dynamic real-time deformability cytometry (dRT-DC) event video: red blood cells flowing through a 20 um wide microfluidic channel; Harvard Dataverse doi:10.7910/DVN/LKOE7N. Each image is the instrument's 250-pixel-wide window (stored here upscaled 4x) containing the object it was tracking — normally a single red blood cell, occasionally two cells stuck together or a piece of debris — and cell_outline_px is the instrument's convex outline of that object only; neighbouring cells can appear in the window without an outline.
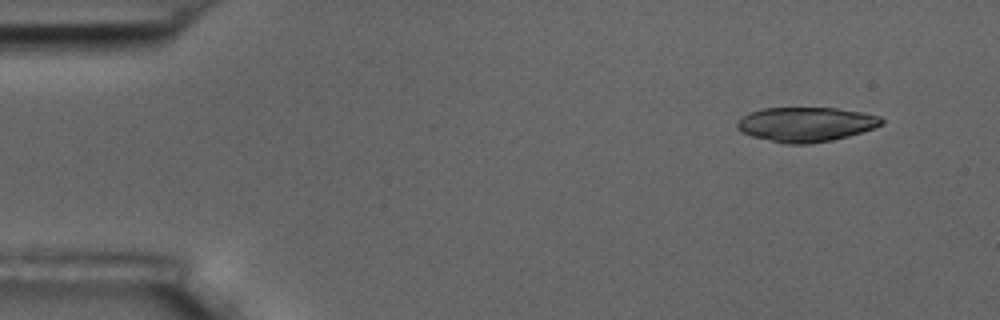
{"species": "common noctule bat (a hibernating species)", "species_latin": "Nyctalus noctula", "temperature_condition": "room temperature", "stored_images_in_passage": 5, "camera_frame_rate_fps": 3000, "um_per_image_px": 0.085, "animal": {"sex": "male", "body_mass_g": 17.5, "forearm_length_mm": 52.3}, "frame": {"image": 1, "passage_image": 2, "time_ms": 1.0, "image_size_px": [1000, 320], "cell_outline_px": [[884, 124], [876, 128], [848, 136], [832, 140], [808, 144], [788, 144], [752, 136], [740, 132], [736, 128], [736, 124], [744, 116], [752, 112], [764, 108], [836, 108], [860, 112], [880, 116], [884, 120]], "centroid_in_image_um": [68.54, 10.57], "position_along_channel_um": 16.5, "area_um2": 28.96}}
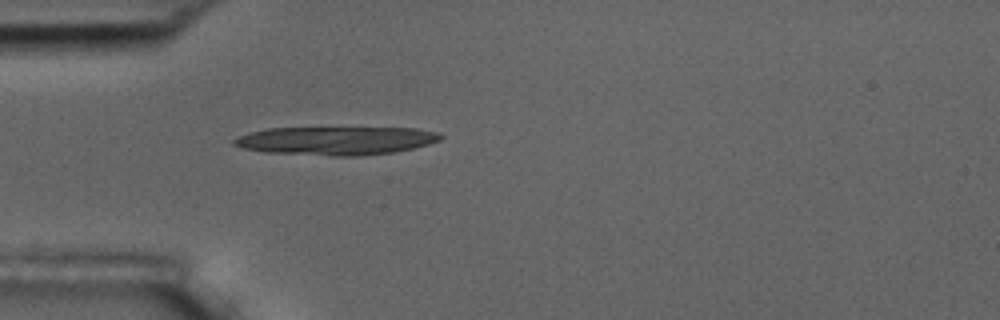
{"frame": {"image": 2, "passage_image": 5, "time_ms": 4.667, "image_size_px": [1000, 320], "cell_outline_px": [[444, 136], [440, 140], [428, 144], [412, 148], [392, 152], [360, 156], [332, 156], [264, 152], [244, 148], [232, 144], [232, 140], [248, 132], [268, 128], [416, 128], [440, 132]], "centroid_in_image_um": [28.57, 11.95], "position_along_channel_um": 56.4, "area_um2": 34.22}}